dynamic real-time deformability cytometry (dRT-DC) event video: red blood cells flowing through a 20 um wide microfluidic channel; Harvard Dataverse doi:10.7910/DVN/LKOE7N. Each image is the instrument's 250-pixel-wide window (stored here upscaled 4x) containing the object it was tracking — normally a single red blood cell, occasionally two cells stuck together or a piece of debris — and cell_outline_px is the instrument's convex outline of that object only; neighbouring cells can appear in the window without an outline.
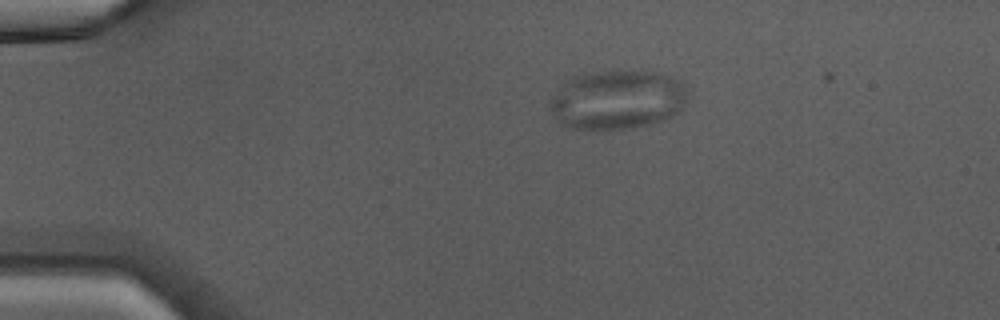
{"species": "Egyptian fruit bat (a non-hibernating species)", "species_latin": "Rousettus aegyptiacus", "temperature_condition": "warm", "stored_images_in_passage": 37, "camera_frame_rate_fps": 3000, "um_per_image_px": 0.085, "animal": {"sex": "male"}, "frame": {"image": 1, "passage_image": 1, "time_ms": 0.0, "image_size_px": [1000, 320], "cell_outline_px": [[688, 92], [684, 108], [680, 112], [672, 116], [648, 124], [632, 128], [572, 128], [560, 124], [556, 120], [548, 104], [548, 100], [572, 76], [596, 72], [640, 68], [668, 76], [680, 80], [684, 84]], "centroid_in_image_um": [52.5, 8.44], "position_along_channel_um": 32.5, "area_um2": 47.86}}